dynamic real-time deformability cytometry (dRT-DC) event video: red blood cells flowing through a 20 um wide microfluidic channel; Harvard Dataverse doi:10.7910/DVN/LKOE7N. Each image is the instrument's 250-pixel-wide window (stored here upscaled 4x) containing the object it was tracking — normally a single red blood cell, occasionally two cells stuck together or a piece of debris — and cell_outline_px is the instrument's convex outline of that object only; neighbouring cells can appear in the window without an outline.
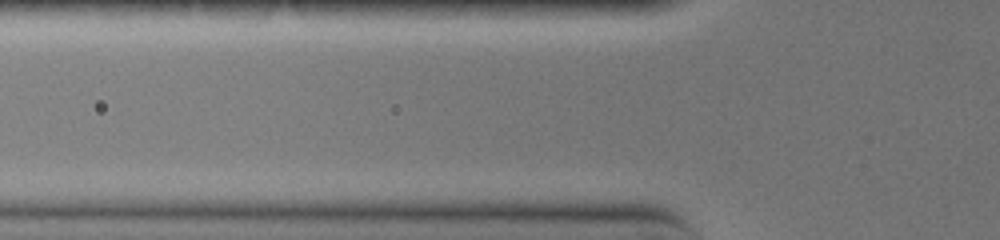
{"species": "common noctule bat (a hibernating species)", "species_latin": "Nyctalus noctula", "temperature_condition": "warm", "stored_images_in_passage": 3, "camera_frame_rate_fps": 3000, "um_per_image_px": 0.085, "animal": {"sex": "female", "body_mass_g": 19.0, "forearm_length_mm": 51.5}, "frame": {"image": 1, "passage_image": 2, "time_ms": 0.333, "image_size_px": [1000, 240], "cell_outline_px": [[636, 160], [632, 164], [608, 168], [524, 168], [488, 164], [488, 160], [496, 156], [516, 152], [628, 156]], "centroid_in_image_um": [47.57, 13.66], "position_along_channel_um": 78.2, "area_um2": 13.47}}